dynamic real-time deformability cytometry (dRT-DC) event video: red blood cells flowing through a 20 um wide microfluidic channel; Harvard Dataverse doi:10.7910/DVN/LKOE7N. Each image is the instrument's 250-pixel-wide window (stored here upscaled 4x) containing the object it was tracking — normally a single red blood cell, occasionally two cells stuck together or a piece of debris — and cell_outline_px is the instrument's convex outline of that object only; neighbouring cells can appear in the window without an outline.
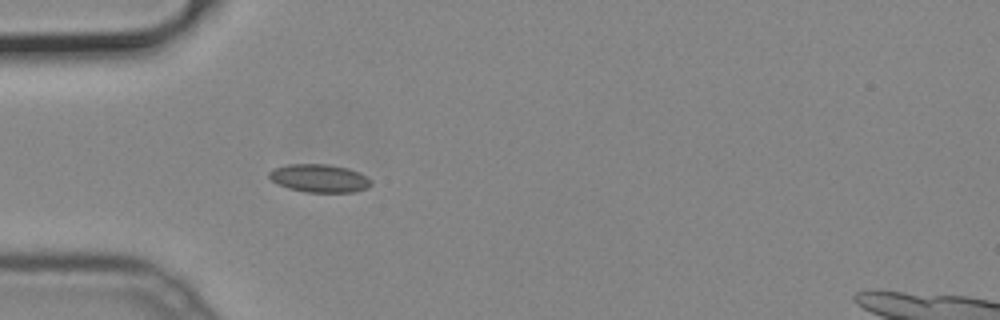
{"species": "common noctule bat (a hibernating species)", "species_latin": "Nyctalus noctula", "temperature_condition": "cold", "stored_images_in_passage": 37, "camera_frame_rate_fps": 3000, "um_per_image_px": 0.085, "animal": {"sex": "male", "body_mass_g": 19.2, "forearm_length_mm": 51.8}, "frame": {"image": 1, "passage_image": 1, "time_ms": 0.0, "image_size_px": [1000, 320], "cell_outline_px": [[372, 184], [368, 188], [352, 192], [304, 192], [288, 188], [276, 184], [268, 176], [268, 172], [272, 168], [288, 164], [328, 164], [348, 168], [360, 172], [372, 180]], "centroid_in_image_um": [27.14, 15.15], "position_along_channel_um": 57.9, "area_um2": 16.94}}
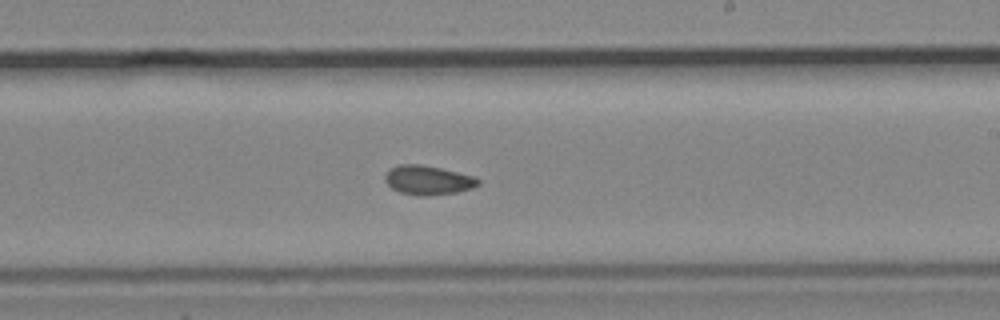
{"frame": {"image": 2, "passage_image": 16, "time_ms": 5.0, "image_size_px": [1000, 320], "cell_outline_px": [[480, 184], [472, 188], [456, 192], [424, 196], [416, 196], [400, 192], [392, 188], [384, 180], [384, 176], [392, 168], [400, 164], [420, 164], [440, 168], [472, 176], [480, 180]], "centroid_in_image_um": [36.36, 15.32], "position_along_channel_um": 252.6, "area_um2": 15.66}}
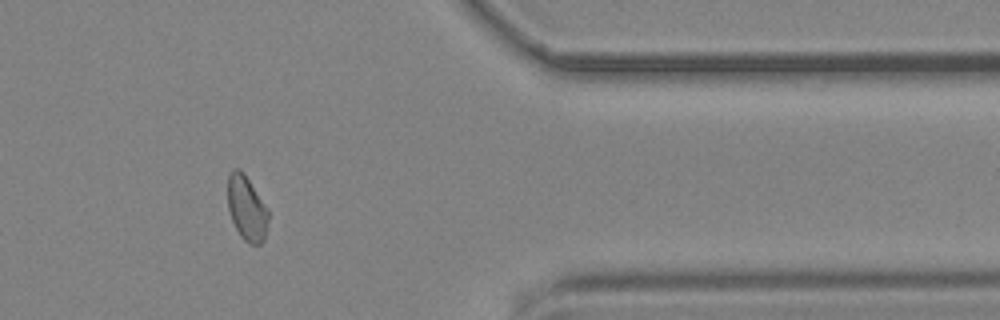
{"frame": {"image": 3, "passage_image": 28, "time_ms": 9.0, "image_size_px": [1000, 320], "cell_outline_px": [[268, 220], [264, 240], [260, 244], [248, 244], [240, 236], [232, 220], [228, 208], [228, 176], [232, 168], [240, 168], [244, 172], [268, 208]], "centroid_in_image_um": [20.97, 17.68], "position_along_channel_um": 390.4, "area_um2": 15.49}}